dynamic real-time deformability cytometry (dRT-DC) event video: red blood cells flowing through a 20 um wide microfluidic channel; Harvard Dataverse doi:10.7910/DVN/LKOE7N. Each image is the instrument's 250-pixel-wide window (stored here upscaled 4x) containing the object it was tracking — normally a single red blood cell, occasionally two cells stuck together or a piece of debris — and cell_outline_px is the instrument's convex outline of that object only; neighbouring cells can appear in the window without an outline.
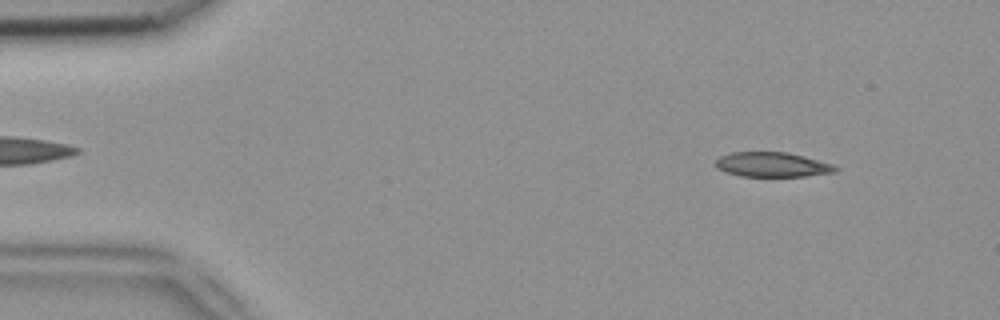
{"species": "common noctule bat (a hibernating species)", "species_latin": "Nyctalus noctula", "temperature_condition": "room temperature", "stored_images_in_passage": 50, "camera_frame_rate_fps": 3000, "um_per_image_px": 0.085, "animal": {"sex": "female", "body_mass_g": 18.4}, "frame": {"image": 1, "passage_image": 5, "time_ms": 1.333, "image_size_px": [1000, 320], "cell_outline_px": [[840, 168], [836, 172], [804, 176], [740, 176], [728, 172], [720, 168], [716, 164], [716, 160], [720, 156], [732, 152], [788, 152], [804, 156], [832, 164]], "centroid_in_image_um": [65.69, 13.98], "position_along_channel_um": 19.3, "area_um2": 17.05}}
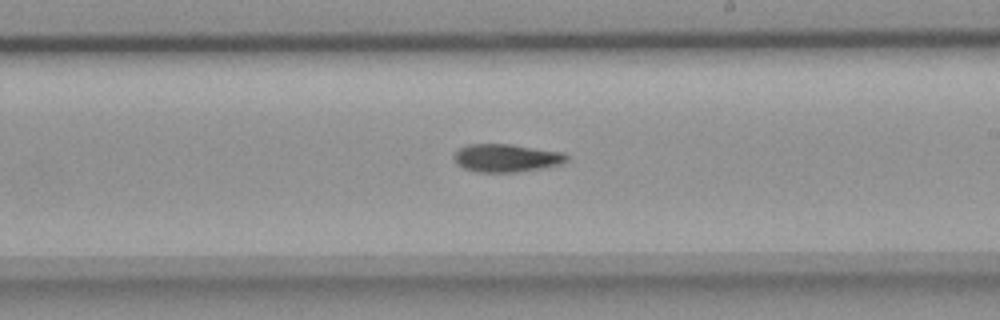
{"frame": {"image": 2, "passage_image": 29, "time_ms": 9.333, "image_size_px": [1000, 320], "cell_outline_px": [[568, 160], [560, 164], [544, 168], [516, 172], [476, 172], [464, 168], [456, 164], [452, 156], [460, 148], [468, 144], [512, 144], [564, 152], [568, 156]], "centroid_in_image_um": [43.04, 13.43], "position_along_channel_um": 246.0, "area_um2": 18.55}}
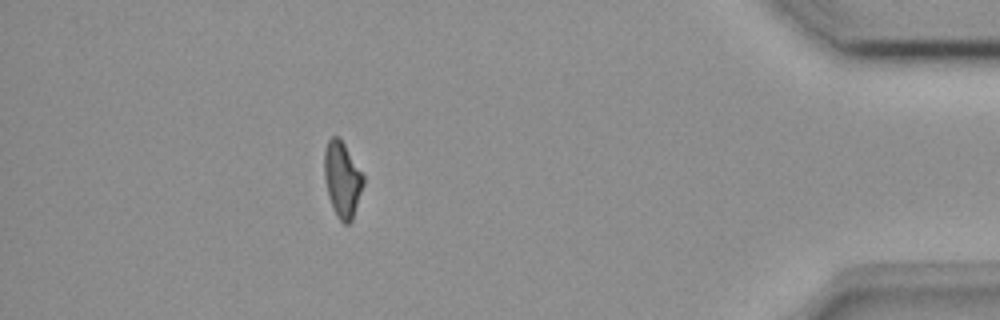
{"frame": {"image": 3, "passage_image": 45, "time_ms": 14.667, "image_size_px": [1000, 320], "cell_outline_px": [[364, 184], [352, 220], [348, 224], [344, 224], [336, 216], [332, 208], [328, 196], [324, 180], [324, 152], [328, 140], [332, 136], [336, 136], [344, 144], [364, 176]], "centroid_in_image_um": [29.08, 15.29], "position_along_channel_um": 406.1, "area_um2": 17.17}}